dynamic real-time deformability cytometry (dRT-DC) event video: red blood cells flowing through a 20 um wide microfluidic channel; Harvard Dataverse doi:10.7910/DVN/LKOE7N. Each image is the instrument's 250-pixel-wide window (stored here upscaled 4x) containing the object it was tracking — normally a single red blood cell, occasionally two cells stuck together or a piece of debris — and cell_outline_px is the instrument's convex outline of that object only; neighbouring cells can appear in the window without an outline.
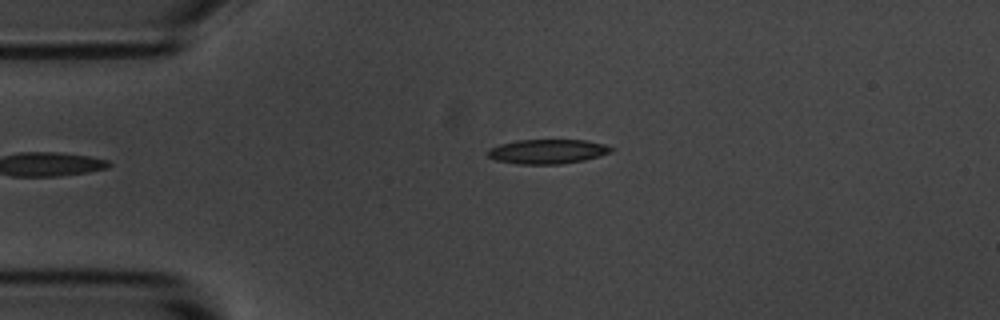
{"species": "common noctule bat (a hibernating species)", "species_latin": "Nyctalus noctula", "temperature_condition": "room temperature", "stored_images_in_passage": 2, "camera_frame_rate_fps": 3000, "um_per_image_px": 0.085, "animal": {"sex": "male", "body_mass_g": 20.1, "forearm_length_mm": 53.5}, "frame": {"image": 1, "passage_image": 2, "time_ms": 1.333, "image_size_px": [1000, 320], "cell_outline_px": [[612, 152], [600, 156], [584, 160], [560, 164], [520, 164], [496, 160], [488, 156], [488, 148], [500, 144], [516, 140], [584, 140], [604, 144], [612, 148]], "centroid_in_image_um": [46.53, 12.87], "position_along_channel_um": 38.5, "area_um2": 17.51}}